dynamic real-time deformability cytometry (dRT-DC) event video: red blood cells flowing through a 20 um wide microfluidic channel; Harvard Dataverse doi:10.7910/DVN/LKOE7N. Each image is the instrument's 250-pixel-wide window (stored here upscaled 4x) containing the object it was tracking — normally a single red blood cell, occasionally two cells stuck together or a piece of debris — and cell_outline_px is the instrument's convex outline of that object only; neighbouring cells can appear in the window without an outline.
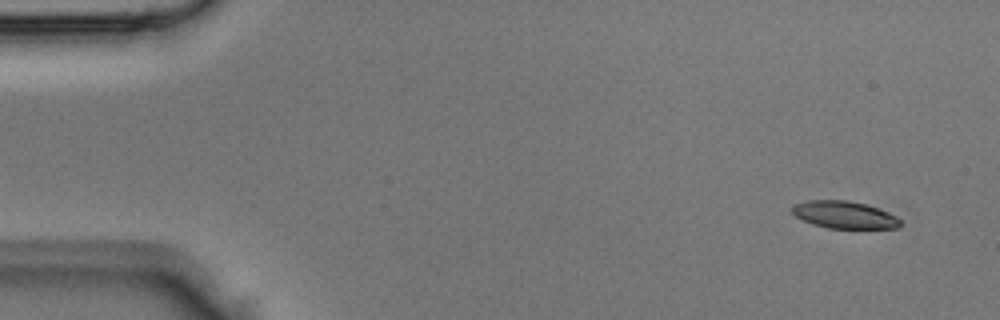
{"species": "Egyptian fruit bat (a non-hibernating species)", "species_latin": "Rousettus aegyptiacus", "temperature_condition": "room temperature", "stored_images_in_passage": 4, "camera_frame_rate_fps": 3000, "um_per_image_px": 0.085, "animal": {"sex": "male"}, "frame": {"image": 1, "passage_image": 1, "time_ms": 0.0, "image_size_px": [1000, 320], "cell_outline_px": [[900, 228], [828, 228], [812, 224], [796, 216], [792, 212], [792, 204], [808, 200], [848, 200], [864, 204], [888, 212], [896, 216], [900, 220]], "centroid_in_image_um": [71.75, 18.25], "position_along_channel_um": 13.3, "area_um2": 17.11}}